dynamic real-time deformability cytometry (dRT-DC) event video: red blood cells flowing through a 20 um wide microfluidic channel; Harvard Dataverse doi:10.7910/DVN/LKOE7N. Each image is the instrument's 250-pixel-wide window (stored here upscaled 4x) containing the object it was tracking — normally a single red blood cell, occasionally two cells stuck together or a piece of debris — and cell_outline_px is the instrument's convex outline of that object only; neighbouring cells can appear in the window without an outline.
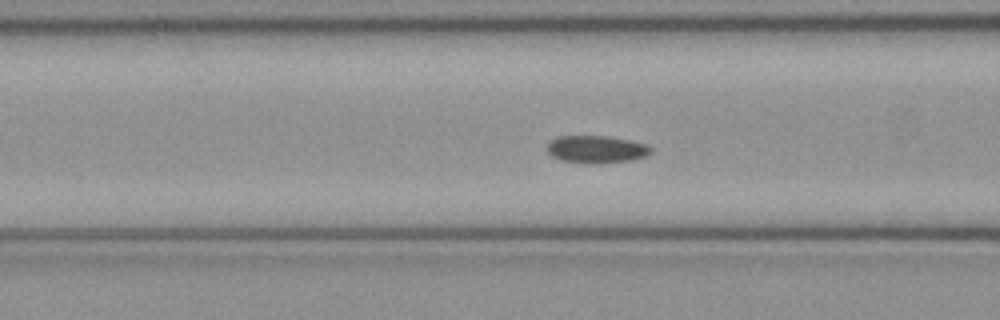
{"species": "common noctule bat (a hibernating species)", "species_latin": "Nyctalus noctula", "temperature_condition": "cold", "stored_images_in_passage": 39, "camera_frame_rate_fps": 3000, "um_per_image_px": 0.085, "animal": {"sex": "female", "body_mass_g": 21.9}, "frame": {"image": 1, "passage_image": 8, "time_ms": 2.333, "image_size_px": [1000, 320], "cell_outline_px": [[652, 152], [644, 156], [632, 160], [596, 164], [584, 164], [560, 160], [552, 156], [548, 152], [548, 144], [556, 136], [608, 136], [648, 144], [652, 148]], "centroid_in_image_um": [50.69, 12.7], "position_along_channel_um": 115.9, "area_um2": 16.76}}
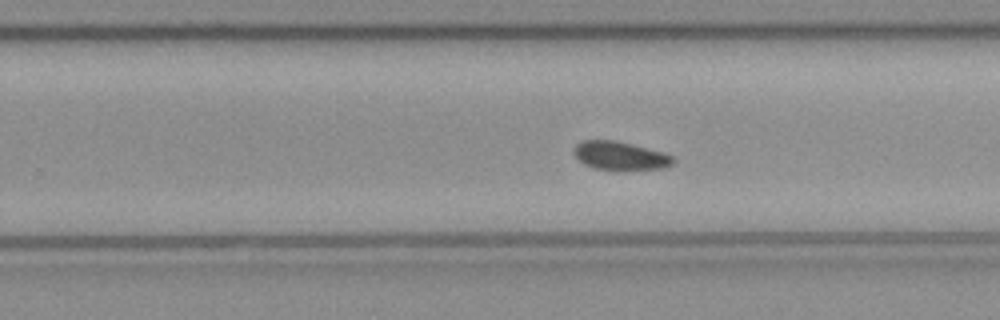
{"frame": {"image": 2, "passage_image": 20, "time_ms": 6.333, "image_size_px": [1000, 320], "cell_outline_px": [[676, 160], [672, 164], [664, 168], [616, 172], [592, 168], [584, 164], [572, 152], [576, 144], [580, 140], [616, 140], [664, 152], [676, 156]], "centroid_in_image_um": [52.74, 13.27], "position_along_channel_um": 277.1, "area_um2": 17.22}}
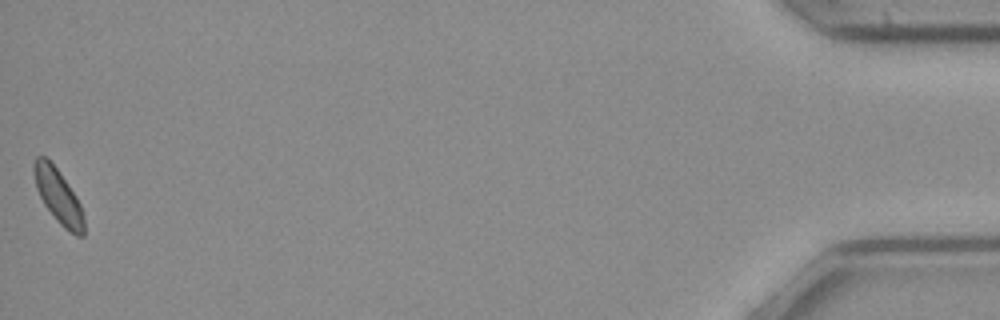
{"frame": {"image": 3, "passage_image": 39, "time_ms": 12.667, "image_size_px": [1000, 320], "cell_outline_px": [[84, 236], [76, 236], [64, 228], [56, 220], [44, 204], [36, 188], [32, 168], [32, 164], [36, 156], [44, 156], [56, 168], [76, 196], [80, 204], [84, 216]], "centroid_in_image_um": [4.94, 16.69], "position_along_channel_um": 430.3, "area_um2": 15.72}, "authors_computed_cell_mechanics": {"area_um2": 16.4152, "velocity_mm_per_s": 4.0312, "shape_relaxation_time_tau1_ms": 2.1968, "shape_relaxation_time_tau2_ms": null, "deformation_change_tau1": 0.0498, "deformation_change_tau2": null}}